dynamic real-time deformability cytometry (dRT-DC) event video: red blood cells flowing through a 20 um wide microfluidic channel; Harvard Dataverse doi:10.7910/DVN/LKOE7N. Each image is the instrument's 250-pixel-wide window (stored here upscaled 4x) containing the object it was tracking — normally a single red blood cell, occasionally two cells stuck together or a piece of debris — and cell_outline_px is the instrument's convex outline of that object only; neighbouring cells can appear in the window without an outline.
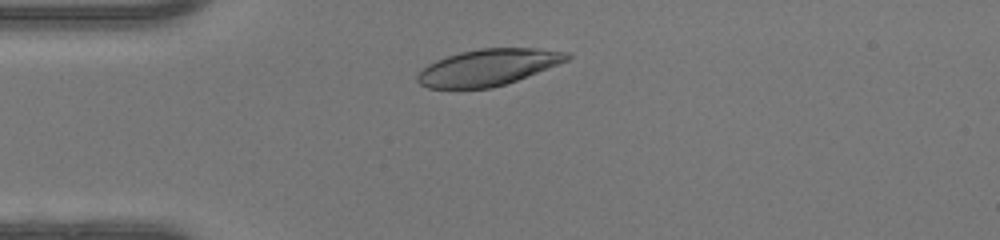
{"species": "human", "species_latin": "Homo sapiens", "temperature_condition": "warm", "stored_images_in_passage": 31, "camera_frame_rate_fps": 3000, "um_per_image_px": 0.085, "donor": {"sex": "female"}, "frame": {"image": 1, "passage_image": 1, "time_ms": 0.0, "image_size_px": [1000, 240], "cell_outline_px": [[572, 56], [568, 60], [516, 80], [492, 88], [428, 88], [420, 84], [416, 80], [416, 76], [428, 64], [436, 60], [460, 52], [480, 48], [536, 48], [568, 52]], "centroid_in_image_um": [41.47, 5.72], "position_along_channel_um": 43.5, "area_um2": 31.44}}
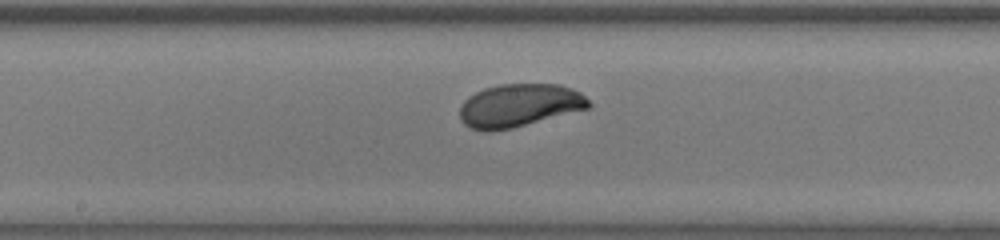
{"frame": {"image": 2, "passage_image": 14, "time_ms": 4.333, "image_size_px": [1000, 240], "cell_outline_px": [[592, 108], [512, 128], [488, 132], [468, 128], [460, 120], [460, 104], [468, 96], [484, 88], [500, 84], [560, 84], [580, 92], [592, 104]], "centroid_in_image_um": [44.13, 8.97], "position_along_channel_um": 204.1, "area_um2": 32.71}}
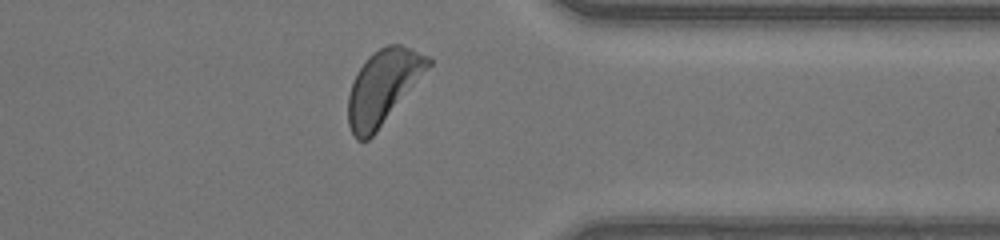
{"frame": {"image": 3, "passage_image": 27, "time_ms": 8.667, "image_size_px": [1000, 240], "cell_outline_px": [[432, 64], [376, 132], [368, 140], [356, 140], [348, 124], [348, 96], [352, 84], [360, 68], [368, 56], [380, 48], [388, 44], [400, 44], [412, 48], [428, 56], [432, 60]], "centroid_in_image_um": [32.56, 7.37], "position_along_channel_um": 378.8, "area_um2": 34.04}, "authors_computed_cell_mechanics": {"area_um2": 32.657, "velocity_mm_per_s": 4.2248, "shape_relaxation_time_tau1_ms": 2.3287, "shape_relaxation_time_tau2_ms": null, "deformation_change_tau1": 0.1371, "deformation_change_tau2": null}}